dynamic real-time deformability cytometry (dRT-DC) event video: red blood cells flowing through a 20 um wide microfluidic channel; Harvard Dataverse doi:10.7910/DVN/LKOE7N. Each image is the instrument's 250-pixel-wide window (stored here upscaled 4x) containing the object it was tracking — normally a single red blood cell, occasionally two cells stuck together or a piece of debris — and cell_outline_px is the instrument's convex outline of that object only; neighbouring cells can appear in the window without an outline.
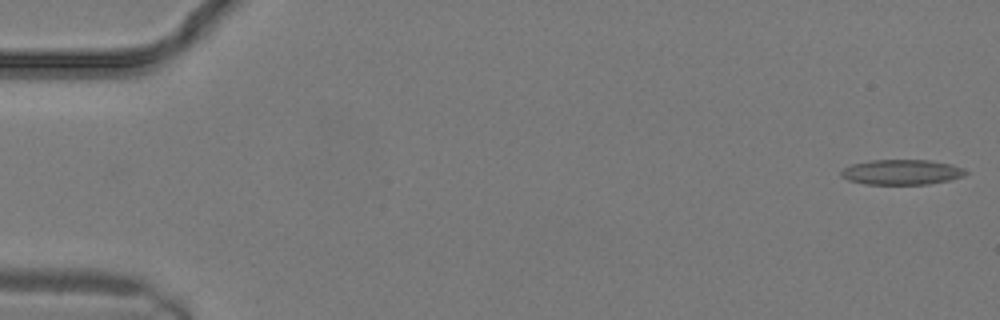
{"species": "common noctule bat (a hibernating species)", "species_latin": "Nyctalus noctula", "temperature_condition": "warm", "stored_images_in_passage": 18, "camera_frame_rate_fps": 3000, "um_per_image_px": 0.085, "animal": {"sex": "male", "body_mass_g": 19.2, "forearm_length_mm": 51.8}, "frame": {"image": 1, "passage_image": 1, "time_ms": 0.0, "image_size_px": [1000, 320], "cell_outline_px": [[968, 172], [964, 176], [948, 180], [928, 184], [864, 184], [848, 180], [840, 176], [840, 172], [844, 168], [852, 164], [872, 160], [928, 160], [952, 164], [964, 168]], "centroid_in_image_um": [76.64, 14.63], "position_along_channel_um": 8.4, "area_um2": 18.26}}
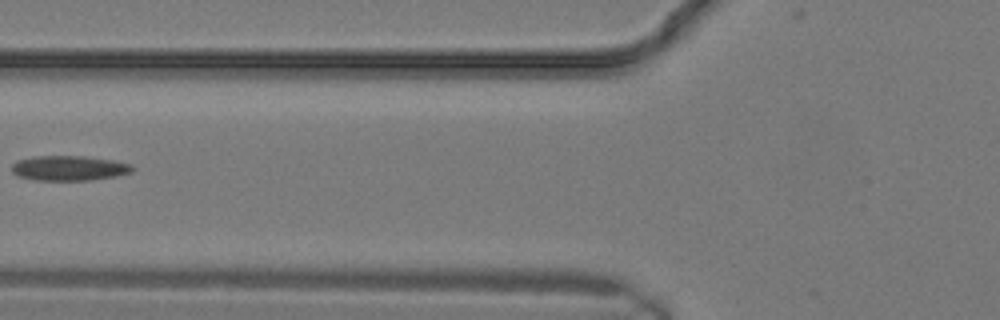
{"frame": {"image": 2, "passage_image": 11, "time_ms": 3.333, "image_size_px": [1000, 320], "cell_outline_px": [[136, 168], [132, 172], [116, 176], [92, 180], [32, 180], [16, 176], [12, 172], [12, 164], [16, 160], [32, 156], [84, 156], [112, 160], [132, 164]], "centroid_in_image_um": [5.86, 14.29], "position_along_channel_um": 119.9, "area_um2": 17.8}}
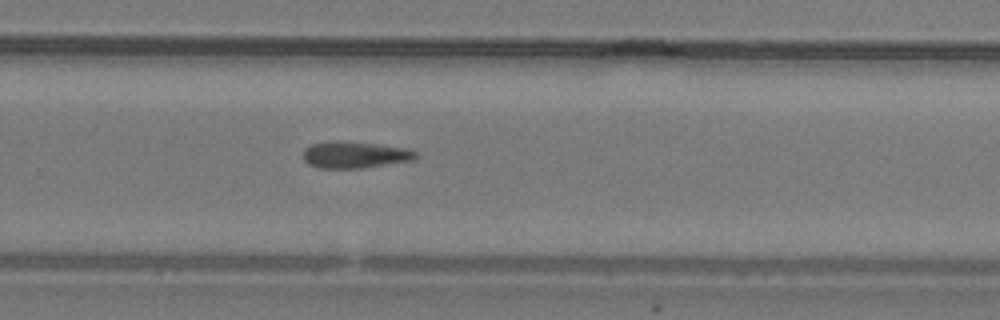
{"frame": {"image": 3, "passage_image": 18, "time_ms": 5.667, "image_size_px": [1000, 320], "cell_outline_px": [[416, 156], [412, 160], [364, 168], [320, 168], [308, 164], [304, 160], [304, 148], [312, 144], [336, 140], [340, 140], [376, 144], [408, 148], [416, 152]], "centroid_in_image_um": [30.14, 13.15], "position_along_channel_um": 299.7, "area_um2": 17.46}}